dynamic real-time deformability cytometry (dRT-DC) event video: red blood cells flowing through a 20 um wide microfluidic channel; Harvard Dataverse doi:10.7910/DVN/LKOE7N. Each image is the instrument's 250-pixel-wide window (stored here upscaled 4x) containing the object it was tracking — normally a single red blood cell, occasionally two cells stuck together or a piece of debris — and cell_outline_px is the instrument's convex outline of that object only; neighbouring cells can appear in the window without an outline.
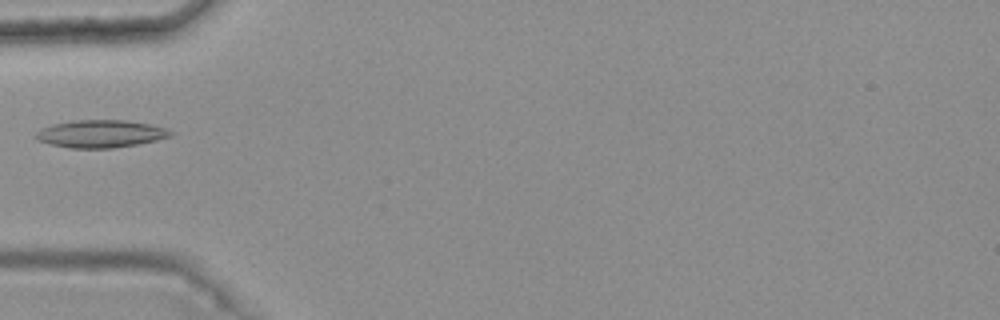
{"species": "common noctule bat (a hibernating species)", "species_latin": "Nyctalus noctula", "temperature_condition": "warm", "stored_images_in_passage": 3, "camera_frame_rate_fps": 3000, "um_per_image_px": 0.085, "animal": {"sex": "female", "body_mass_g": 25.1}, "frame": {"image": 1, "passage_image": 2, "time_ms": 0.333, "image_size_px": [1000, 320], "cell_outline_px": [[172, 136], [156, 140], [136, 144], [112, 148], [68, 148], [48, 144], [36, 140], [32, 136], [40, 128], [52, 124], [72, 120], [128, 120], [152, 124], [168, 128], [172, 132]], "centroid_in_image_um": [8.51, 11.36], "position_along_channel_um": 76.5, "area_um2": 22.02}}
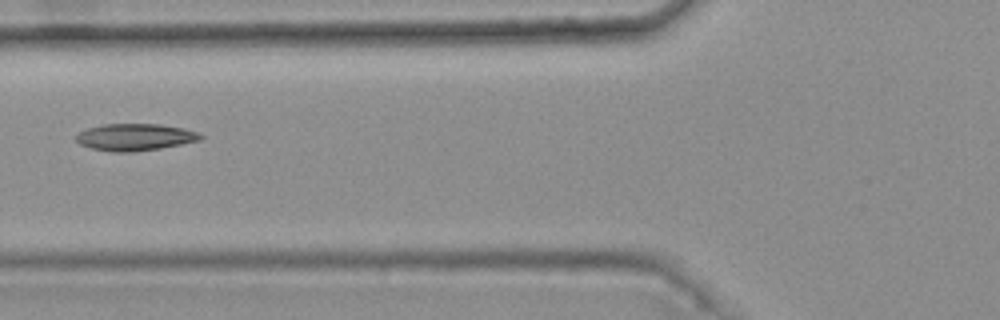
{"frame": {"image": 2, "passage_image": 3, "time_ms": 0.667, "image_size_px": [1000, 320], "cell_outline_px": [[204, 136], [200, 140], [160, 148], [132, 152], [112, 152], [92, 148], [80, 144], [76, 140], [76, 136], [80, 132], [88, 128], [104, 124], [160, 124], [184, 128], [200, 132]], "centroid_in_image_um": [11.51, 11.65], "position_along_channel_um": 114.3, "area_um2": 19.48}}